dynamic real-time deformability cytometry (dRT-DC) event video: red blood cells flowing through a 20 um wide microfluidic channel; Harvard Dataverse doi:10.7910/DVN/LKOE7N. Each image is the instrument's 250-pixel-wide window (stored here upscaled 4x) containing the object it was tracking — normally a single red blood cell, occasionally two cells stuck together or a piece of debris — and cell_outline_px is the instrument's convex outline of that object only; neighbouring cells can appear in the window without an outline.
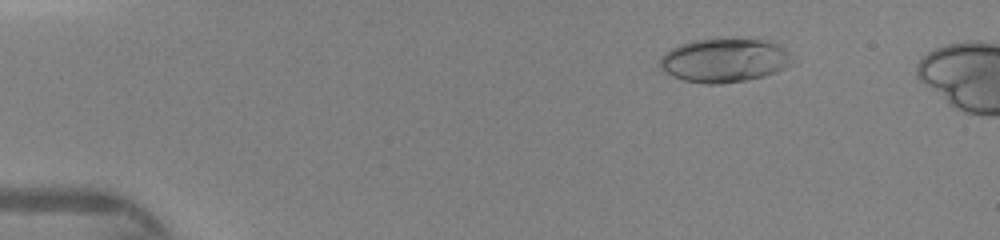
{"species": "human", "species_latin": "Homo sapiens", "temperature_condition": "warm", "stored_images_in_passage": 46, "camera_frame_rate_fps": 3000, "um_per_image_px": 0.085, "donor": {"sex": "female"}, "frame": {"image": 1, "passage_image": 7, "time_ms": 2.0, "image_size_px": [1000, 240], "cell_outline_px": [[800, 60], [776, 72], [764, 76], [748, 80], [720, 84], [704, 84], [684, 80], [672, 76], [664, 72], [660, 68], [660, 56], [664, 52], [680, 44], [692, 40], [720, 36], [760, 36], [784, 48]], "centroid_in_image_um": [61.65, 5.06], "position_along_channel_um": 23.3, "area_um2": 35.72}}
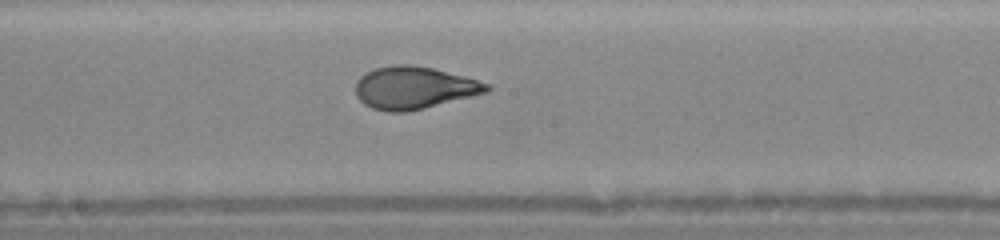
{"frame": {"image": 2, "passage_image": 26, "time_ms": 8.333, "image_size_px": [1000, 240], "cell_outline_px": [[492, 88], [488, 92], [424, 108], [404, 112], [388, 112], [372, 108], [364, 104], [356, 96], [356, 80], [360, 76], [376, 68], [396, 64], [412, 64], [432, 68], [464, 76], [492, 84]], "centroid_in_image_um": [35.2, 7.46], "position_along_channel_um": 213.0, "area_um2": 32.43}}
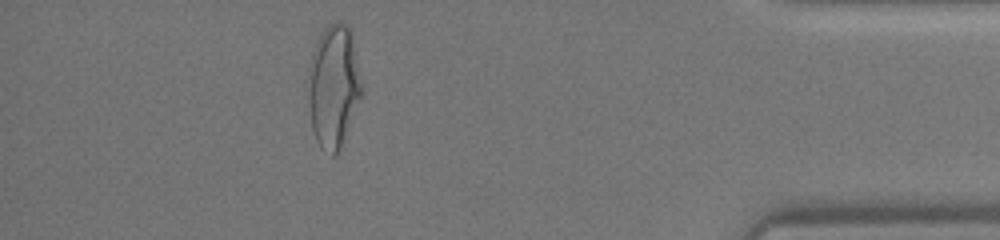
{"frame": {"image": 3, "passage_image": 42, "time_ms": 13.667, "image_size_px": [1000, 240], "cell_outline_px": [[364, 92], [340, 148], [332, 156], [320, 148], [316, 140], [312, 128], [304, 88], [312, 52], [324, 28], [328, 24], [336, 20], [340, 20], [348, 24], [352, 28]], "centroid_in_image_um": [28.34, 7.28], "position_along_channel_um": 406.9, "area_um2": 39.71}}